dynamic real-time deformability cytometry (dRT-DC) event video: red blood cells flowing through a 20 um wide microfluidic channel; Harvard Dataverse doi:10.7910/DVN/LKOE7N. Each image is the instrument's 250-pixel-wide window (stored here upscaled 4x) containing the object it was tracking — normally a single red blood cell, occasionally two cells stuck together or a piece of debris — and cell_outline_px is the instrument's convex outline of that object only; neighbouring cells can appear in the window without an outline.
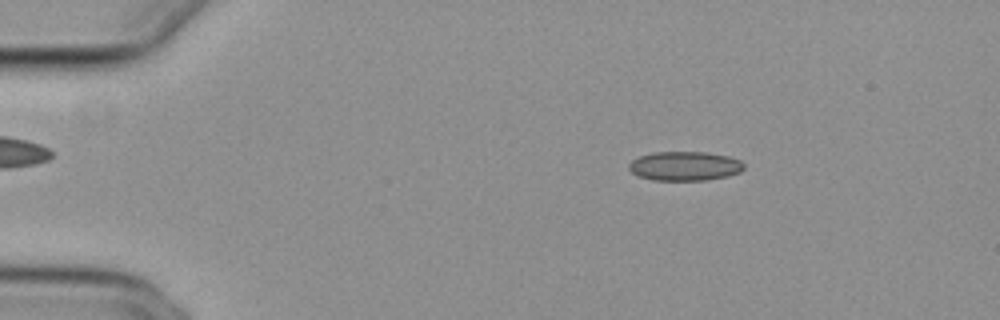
{"species": "common noctule bat (a hibernating species)", "species_latin": "Nyctalus noctula", "temperature_condition": "cold", "stored_images_in_passage": 54, "camera_frame_rate_fps": 3000, "um_per_image_px": 0.085, "animal": {"sex": "female", "body_mass_g": 29.2, "forearm_length_mm": 56.3}, "frame": {"image": 1, "passage_image": 9, "time_ms": 2.667, "image_size_px": [1000, 320], "cell_outline_px": [[744, 168], [740, 172], [728, 176], [708, 180], [652, 180], [640, 176], [632, 172], [628, 168], [628, 164], [632, 160], [640, 156], [652, 152], [708, 152], [728, 156], [740, 160], [744, 164]], "centroid_in_image_um": [58.22, 14.11], "position_along_channel_um": 26.8, "area_um2": 19.65}}
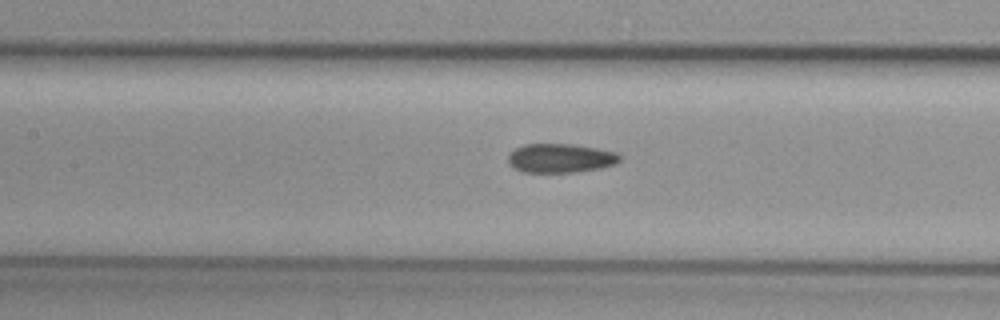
{"frame": {"image": 2, "passage_image": 25, "time_ms": 8.0, "image_size_px": [1000, 320], "cell_outline_px": [[620, 160], [616, 164], [600, 168], [576, 172], [524, 172], [512, 168], [508, 164], [508, 156], [516, 148], [524, 144], [572, 144], [596, 148], [616, 152], [620, 156]], "centroid_in_image_um": [47.62, 13.45], "position_along_channel_um": 159.8, "area_um2": 18.9}}
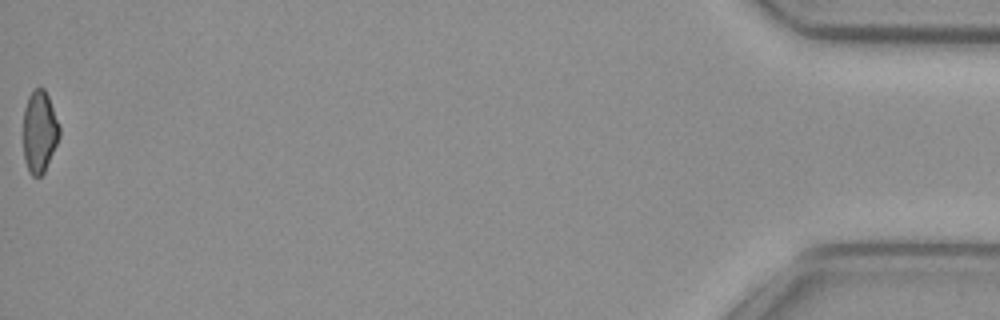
{"frame": {"image": 3, "passage_image": 54, "time_ms": 17.667, "image_size_px": [1000, 320], "cell_outline_px": [[60, 136], [44, 172], [40, 176], [32, 176], [28, 172], [24, 160], [24, 108], [28, 96], [36, 88], [44, 88], [48, 96], [60, 128]], "centroid_in_image_um": [3.35, 11.21], "position_along_channel_um": 431.9, "area_um2": 17.11}, "authors_computed_cell_mechanics": {"area_um2": 19.2185, "velocity_mm_per_s": 3.8567, "shape_relaxation_time_tau1_ms": null, "shape_relaxation_time_tau2_ms": 4.2062, "deformation_change_tau1": null, "deformation_change_tau2": 0.0902}}